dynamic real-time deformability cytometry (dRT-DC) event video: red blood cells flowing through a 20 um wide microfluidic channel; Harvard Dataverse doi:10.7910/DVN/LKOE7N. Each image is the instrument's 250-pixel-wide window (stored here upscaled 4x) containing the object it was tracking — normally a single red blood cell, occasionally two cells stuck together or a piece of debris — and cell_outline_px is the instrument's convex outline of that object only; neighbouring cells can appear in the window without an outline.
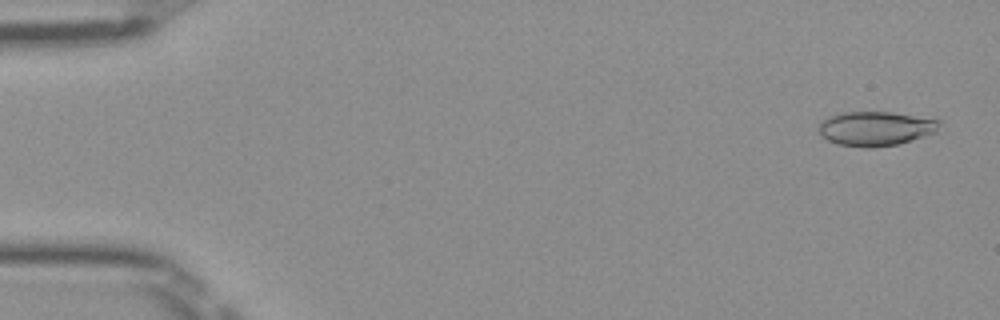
{"species": "Egyptian fruit bat (a non-hibernating species)", "species_latin": "Rousettus aegyptiacus", "temperature_condition": "room temperature", "stored_images_in_passage": 50, "camera_frame_rate_fps": 3000, "um_per_image_px": 0.085, "frame": {"image": 1, "passage_image": 2, "time_ms": 0.333, "image_size_px": [1000, 320], "cell_outline_px": [[940, 124], [936, 132], [924, 136], [896, 144], [872, 148], [864, 148], [840, 144], [828, 140], [820, 136], [816, 128], [820, 120], [828, 116], [844, 112], [892, 112], [940, 120]], "centroid_in_image_um": [74.36, 10.92], "position_along_channel_um": 10.6, "area_um2": 24.28}}
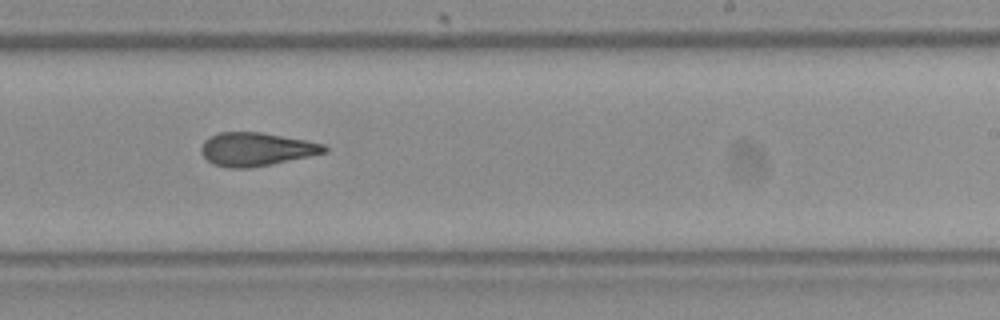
{"frame": {"image": 2, "passage_image": 31, "time_ms": 10.0, "image_size_px": [1000, 320], "cell_outline_px": [[328, 152], [272, 164], [248, 168], [228, 168], [212, 164], [200, 152], [200, 148], [204, 140], [220, 132], [260, 132], [304, 140], [324, 144], [328, 148]], "centroid_in_image_um": [21.76, 12.69], "position_along_channel_um": 267.2, "area_um2": 23.87}}
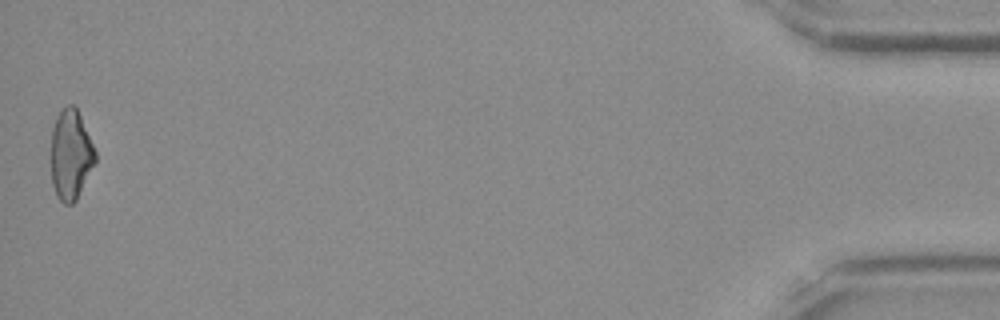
{"frame": {"image": 3, "passage_image": 50, "time_ms": 16.333, "image_size_px": [1000, 320], "cell_outline_px": [[96, 160], [76, 200], [72, 204], [64, 204], [56, 196], [52, 184], [48, 160], [52, 128], [56, 116], [68, 104], [72, 104], [76, 108], [80, 116], [96, 152]], "centroid_in_image_um": [5.95, 13.17], "position_along_channel_um": 429.3, "area_um2": 23.64}, "authors_computed_cell_mechanics": {"area_um2": 24.0737, "velocity_mm_per_s": 4.0288, "shape_relaxation_time_tau1_ms": null, "shape_relaxation_time_tau2_ms": 3.1962, "deformation_change_tau1": null, "deformation_change_tau2": 0.1266}}